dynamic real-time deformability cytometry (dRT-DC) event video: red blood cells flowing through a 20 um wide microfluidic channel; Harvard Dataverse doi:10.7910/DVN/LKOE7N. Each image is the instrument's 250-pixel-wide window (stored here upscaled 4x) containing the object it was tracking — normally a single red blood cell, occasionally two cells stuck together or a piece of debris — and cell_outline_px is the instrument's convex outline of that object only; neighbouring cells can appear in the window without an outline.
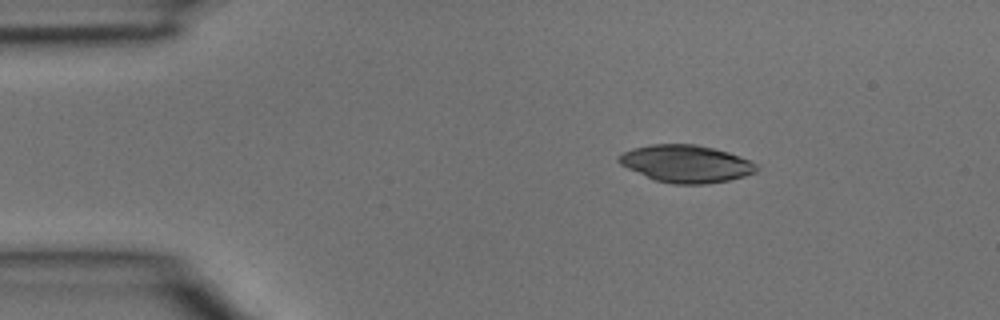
{"species": "common noctule bat (a hibernating species)", "species_latin": "Nyctalus noctula", "temperature_condition": "room temperature", "stored_images_in_passage": 2, "camera_frame_rate_fps": 3000, "um_per_image_px": 0.085, "animal": {"sex": "male", "body_mass_g": 15.6}, "frame": {"image": 1, "passage_image": 1, "time_ms": 0.0, "image_size_px": [1000, 320], "cell_outline_px": [[760, 168], [756, 172], [744, 176], [728, 180], [704, 184], [676, 184], [656, 180], [628, 168], [620, 164], [616, 160], [624, 152], [632, 148], [652, 144], [696, 144], [728, 152], [752, 160]], "centroid_in_image_um": [58.35, 13.91], "position_along_channel_um": 26.6, "area_um2": 29.82}}